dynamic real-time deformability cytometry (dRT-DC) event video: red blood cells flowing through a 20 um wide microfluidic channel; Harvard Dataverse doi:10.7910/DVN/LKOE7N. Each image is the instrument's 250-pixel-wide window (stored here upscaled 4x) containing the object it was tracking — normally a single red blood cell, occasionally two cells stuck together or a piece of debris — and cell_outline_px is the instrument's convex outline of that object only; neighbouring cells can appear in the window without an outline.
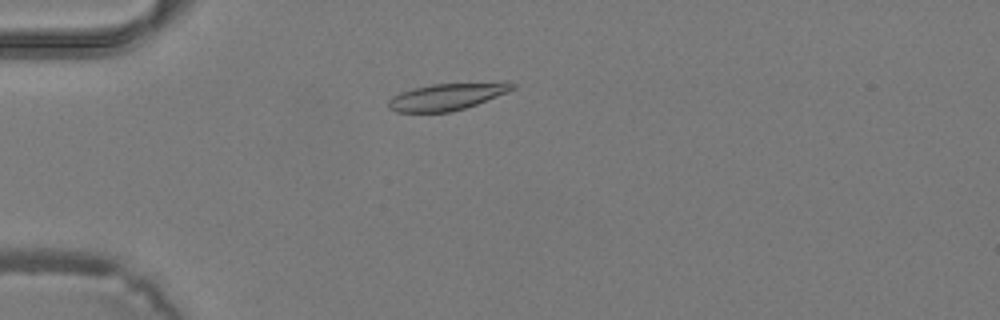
{"species": "common noctule bat (a hibernating species)", "species_latin": "Nyctalus noctula", "temperature_condition": "warm", "stored_images_in_passage": 37, "camera_frame_rate_fps": 3000, "um_per_image_px": 0.085, "animal": {"sex": "male", "body_mass_g": 19.2, "forearm_length_mm": 51.8}, "frame": {"image": 1, "passage_image": 8, "time_ms": 2.333, "image_size_px": [1000, 320], "cell_outline_px": [[520, 84], [516, 88], [476, 104], [452, 112], [396, 112], [388, 108], [388, 100], [392, 96], [400, 92], [432, 84], [508, 80]], "centroid_in_image_um": [38.08, 8.18], "position_along_channel_um": 46.9, "area_um2": 19.88}}
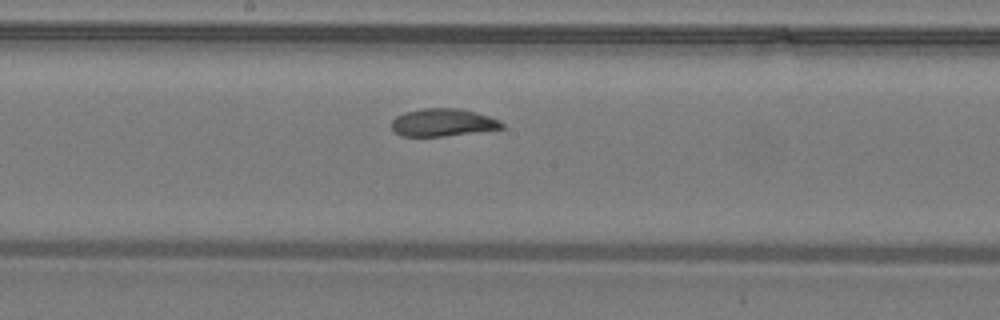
{"frame": {"image": 2, "passage_image": 19, "time_ms": 6.0, "image_size_px": [1000, 320], "cell_outline_px": [[504, 128], [444, 136], [400, 136], [392, 128], [392, 120], [396, 116], [404, 112], [420, 108], [464, 108], [500, 120], [504, 124]], "centroid_in_image_um": [37.64, 10.4], "position_along_channel_um": 210.6, "area_um2": 17.86}}
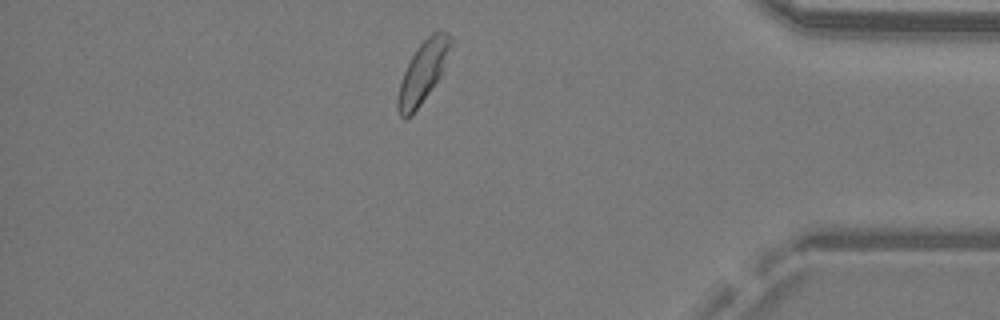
{"frame": {"image": 3, "passage_image": 32, "time_ms": 10.333, "image_size_px": [1000, 320], "cell_outline_px": [[452, 40], [444, 72], [412, 116], [404, 120], [400, 116], [396, 108], [396, 104], [400, 84], [404, 72], [416, 48], [432, 32], [440, 28], [448, 32], [452, 36]], "centroid_in_image_um": [35.97, 6.12], "position_along_channel_um": 399.2, "area_um2": 19.19}}